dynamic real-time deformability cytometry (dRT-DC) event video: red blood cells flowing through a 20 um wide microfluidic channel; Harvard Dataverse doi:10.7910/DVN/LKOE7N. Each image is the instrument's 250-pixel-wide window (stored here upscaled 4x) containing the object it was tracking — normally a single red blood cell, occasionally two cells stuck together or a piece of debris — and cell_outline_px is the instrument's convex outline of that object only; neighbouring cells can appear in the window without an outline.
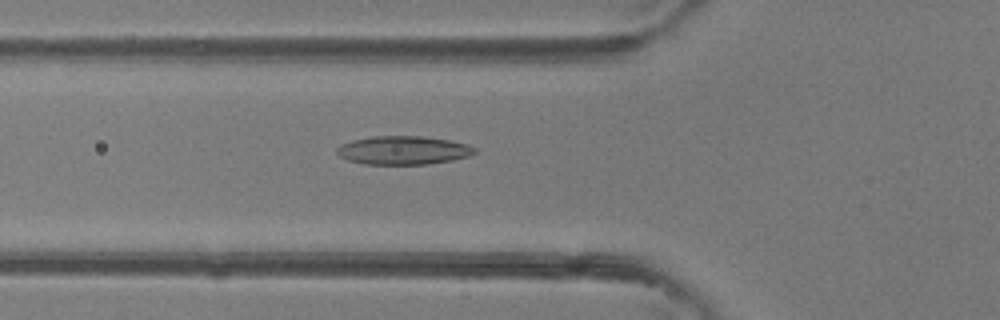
{"species": "common noctule bat (a hibernating species)", "species_latin": "Nyctalus noctula", "temperature_condition": "room temperature", "stored_images_in_passage": 43, "camera_frame_rate_fps": 3000, "um_per_image_px": 0.085, "animal": {"sex": "female"}, "frame": {"image": 1, "passage_image": 14, "time_ms": 4.333, "image_size_px": [1000, 320], "cell_outline_px": [[476, 152], [468, 156], [452, 160], [428, 164], [364, 164], [348, 160], [340, 156], [336, 152], [336, 148], [340, 144], [352, 140], [372, 136], [420, 136], [448, 140], [468, 144], [476, 148]], "centroid_in_image_um": [34.26, 12.77], "position_along_channel_um": 91.5, "area_um2": 22.89}}
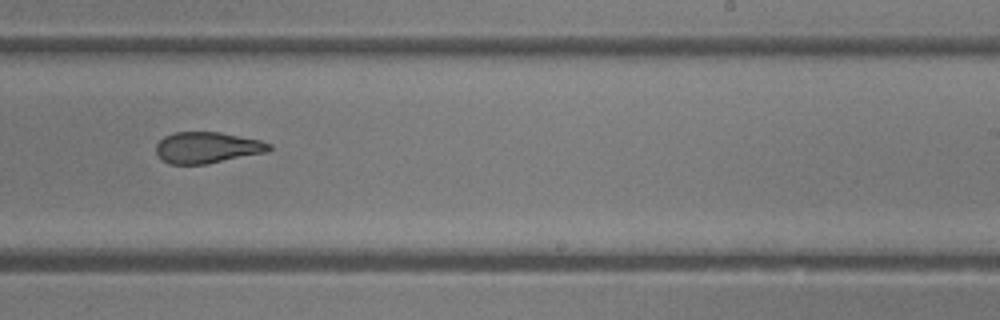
{"frame": {"image": 2, "passage_image": 26, "time_ms": 8.333, "image_size_px": [1000, 320], "cell_outline_px": [[272, 148], [268, 152], [208, 164], [168, 164], [160, 160], [156, 152], [156, 144], [164, 136], [172, 132], [220, 132], [260, 140], [272, 144]], "centroid_in_image_um": [17.6, 12.55], "position_along_channel_um": 271.4, "area_um2": 20.87}}
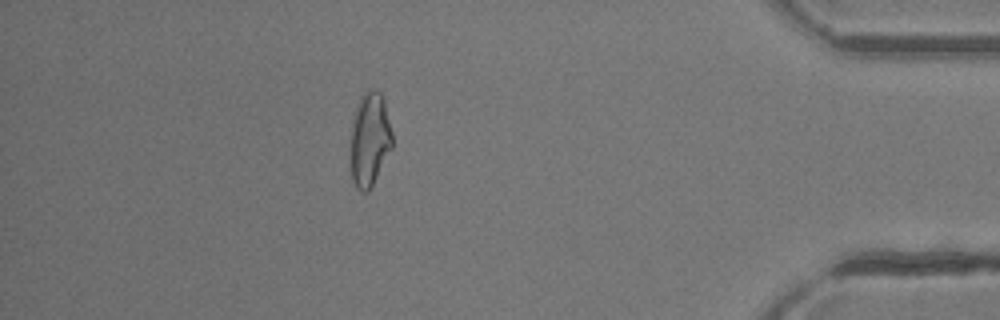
{"frame": {"image": 3, "passage_image": 38, "time_ms": 12.333, "image_size_px": [1000, 320], "cell_outline_px": [[392, 148], [368, 192], [364, 192], [356, 188], [352, 180], [352, 124], [356, 108], [360, 96], [368, 88], [380, 92], [384, 100], [392, 132]], "centroid_in_image_um": [31.44, 11.82], "position_along_channel_um": 403.8, "area_um2": 22.43}, "authors_computed_cell_mechanics": {"area_um2": 22.1374, "velocity_mm_per_s": 4.4929, "shape_relaxation_time_tau1_ms": 6.6924, "shape_relaxation_time_tau2_ms": 1.8624, "deformation_change_tau1": 0.186, "deformation_change_tau2": 0.1097}}